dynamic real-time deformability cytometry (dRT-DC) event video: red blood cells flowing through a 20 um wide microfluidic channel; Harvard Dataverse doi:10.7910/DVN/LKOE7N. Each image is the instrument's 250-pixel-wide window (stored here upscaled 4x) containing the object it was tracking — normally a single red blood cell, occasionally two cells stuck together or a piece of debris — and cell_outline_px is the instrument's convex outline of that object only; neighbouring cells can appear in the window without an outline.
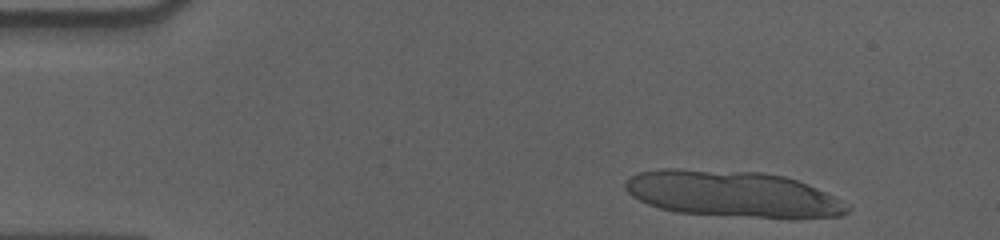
{"species": "human", "species_latin": "Homo sapiens", "temperature_condition": "cold", "stored_images_in_passage": 13, "camera_frame_rate_fps": 3000, "um_per_image_px": 0.085, "donor": {"sex": "male"}, "frame": {"image": 1, "passage_image": 3, "time_ms": 0.667, "image_size_px": [1000, 240], "cell_outline_px": [[852, 208], [848, 212], [840, 216], [796, 220], [788, 220], [676, 212], [660, 208], [648, 204], [632, 196], [624, 188], [624, 180], [640, 172], [660, 168], [676, 168], [760, 172], [784, 176], [808, 184], [840, 200]], "centroid_in_image_um": [62.3, 16.51], "position_along_channel_um": 22.7, "area_um2": 60.63}}